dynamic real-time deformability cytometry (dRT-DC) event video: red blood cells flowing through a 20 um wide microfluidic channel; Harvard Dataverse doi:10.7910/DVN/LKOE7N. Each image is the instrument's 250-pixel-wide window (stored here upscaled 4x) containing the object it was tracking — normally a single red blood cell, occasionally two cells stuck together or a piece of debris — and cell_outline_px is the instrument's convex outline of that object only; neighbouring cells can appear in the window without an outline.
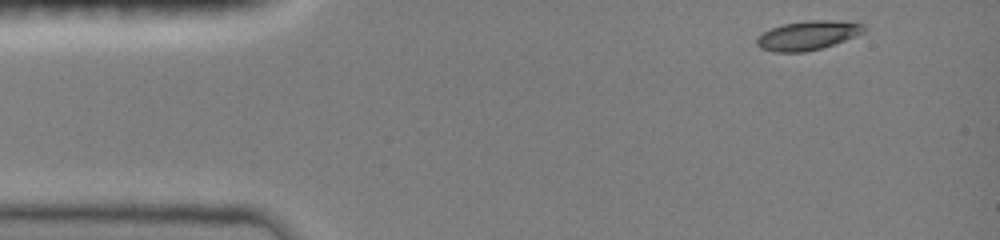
{"species": "common noctule bat (a hibernating species)", "species_latin": "Nyctalus noctula", "temperature_condition": "room temperature", "stored_images_in_passage": 8, "camera_frame_rate_fps": 3000, "um_per_image_px": 0.085, "animal": {"sex": "female", "body_mass_g": 19.0, "forearm_length_mm": 51.5}, "frame": {"image": 1, "passage_image": 1, "time_ms": 0.0, "image_size_px": [1000, 240], "cell_outline_px": [[864, 32], [844, 40], [820, 48], [804, 52], [772, 52], [760, 48], [756, 44], [756, 40], [764, 32], [772, 28], [784, 24], [808, 20], [832, 20], [864, 24]], "centroid_in_image_um": [68.63, 3.01], "position_along_channel_um": 16.4, "area_um2": 17.86}}
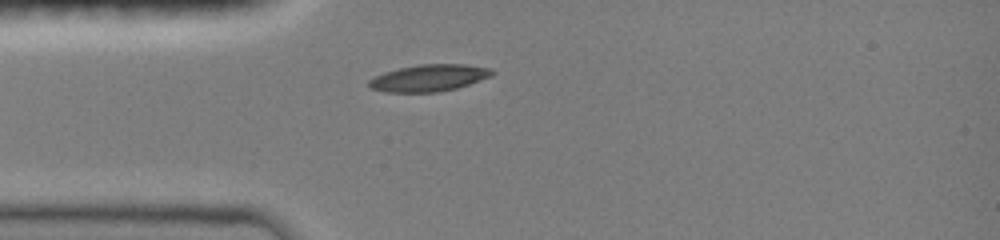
{"frame": {"image": 2, "passage_image": 8, "time_ms": 2.667, "image_size_px": [1000, 240], "cell_outline_px": [[496, 72], [492, 76], [456, 88], [436, 92], [384, 92], [372, 88], [368, 84], [368, 80], [384, 72], [400, 68], [420, 64], [464, 64], [492, 68]], "centroid_in_image_um": [36.49, 6.62], "position_along_channel_um": 48.5, "area_um2": 19.19}}